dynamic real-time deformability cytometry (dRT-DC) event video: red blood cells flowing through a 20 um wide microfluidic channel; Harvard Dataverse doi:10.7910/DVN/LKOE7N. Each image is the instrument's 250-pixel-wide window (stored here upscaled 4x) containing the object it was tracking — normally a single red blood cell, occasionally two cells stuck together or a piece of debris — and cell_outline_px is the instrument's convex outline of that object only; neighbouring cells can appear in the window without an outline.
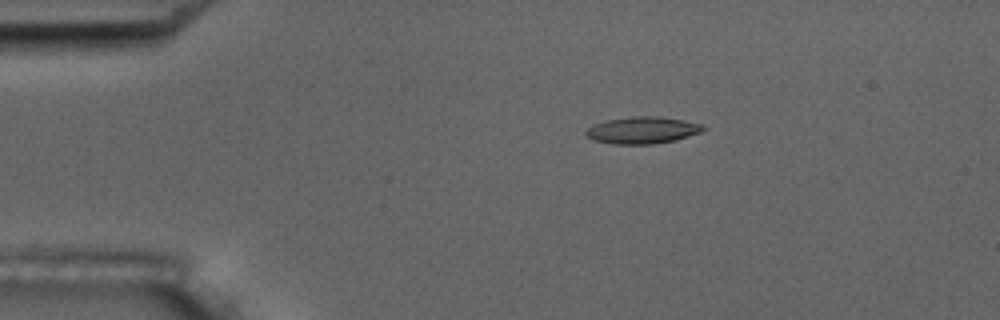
{"species": "common noctule bat (a hibernating species)", "species_latin": "Nyctalus noctula", "temperature_condition": "room temperature", "stored_images_in_passage": 10, "camera_frame_rate_fps": 3000, "um_per_image_px": 0.085, "animal": {"sex": "male", "body_mass_g": 17.5, "forearm_length_mm": 52.3}, "frame": {"image": 1, "passage_image": 4, "time_ms": 3.333, "image_size_px": [1000, 320], "cell_outline_px": [[708, 128], [700, 132], [676, 140], [652, 144], [612, 144], [592, 140], [584, 132], [588, 128], [604, 120], [632, 116], [660, 116], [684, 120], [704, 124]], "centroid_in_image_um": [54.63, 11.06], "position_along_channel_um": 30.4, "area_um2": 18.55}}
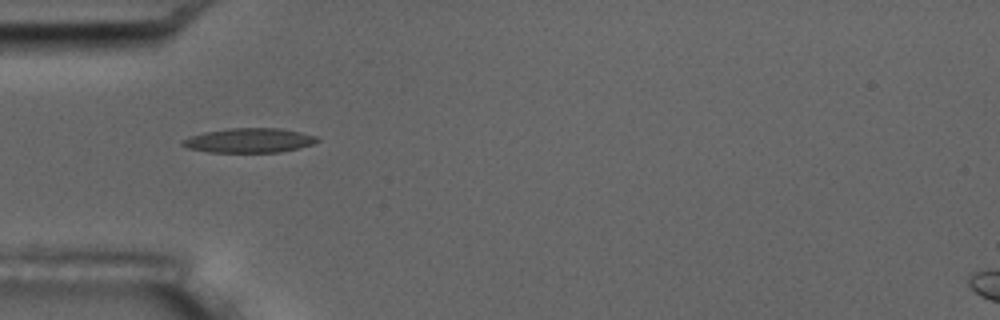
{"frame": {"image": 2, "passage_image": 6, "time_ms": 5.667, "image_size_px": [1000, 320], "cell_outline_px": [[320, 140], [312, 144], [280, 152], [208, 152], [188, 148], [180, 144], [180, 140], [204, 132], [228, 128], [280, 128], [300, 132], [316, 136]], "centroid_in_image_um": [21.15, 11.93], "position_along_channel_um": 63.9, "area_um2": 19.13}}
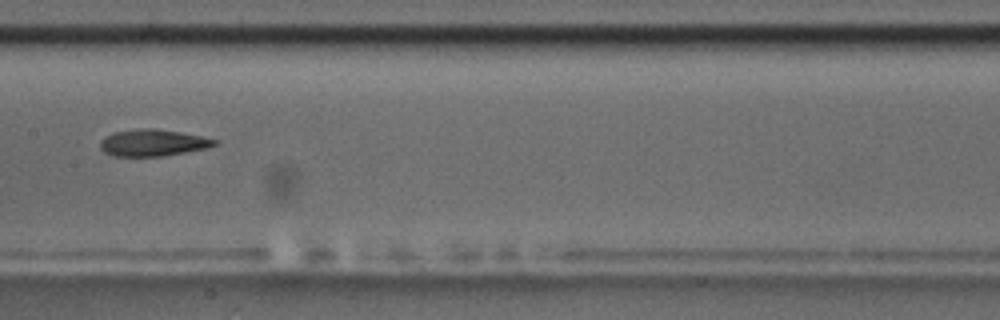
{"frame": {"image": 3, "passage_image": 9, "time_ms": 9.333, "image_size_px": [1000, 320], "cell_outline_px": [[216, 144], [208, 148], [160, 156], [112, 156], [104, 152], [100, 148], [100, 140], [104, 136], [112, 132], [140, 128], [152, 128], [180, 132], [200, 136], [216, 140]], "centroid_in_image_um": [12.92, 12.13], "position_along_channel_um": 194.5, "area_um2": 17.74}}